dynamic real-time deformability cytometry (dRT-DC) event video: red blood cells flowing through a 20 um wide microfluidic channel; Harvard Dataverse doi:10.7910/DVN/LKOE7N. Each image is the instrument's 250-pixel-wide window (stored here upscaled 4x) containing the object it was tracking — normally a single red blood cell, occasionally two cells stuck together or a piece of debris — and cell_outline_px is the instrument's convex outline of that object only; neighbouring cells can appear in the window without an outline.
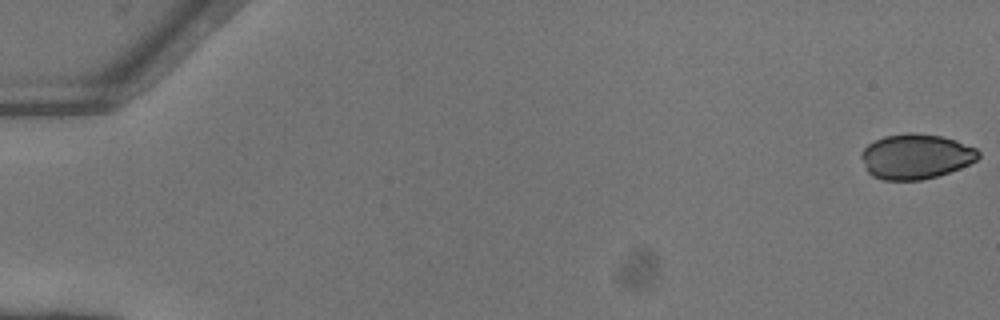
{"species": "common noctule bat (a hibernating species)", "species_latin": "Nyctalus noctula", "temperature_condition": "warm", "stored_images_in_passage": 52, "camera_frame_rate_fps": 3000, "um_per_image_px": 0.085, "animal": {"sex": "female"}, "frame": {"image": 1, "passage_image": 1, "time_ms": 0.0, "image_size_px": [1000, 320], "cell_outline_px": [[980, 156], [976, 160], [960, 168], [936, 176], [920, 180], [884, 180], [872, 176], [864, 168], [860, 156], [860, 152], [868, 144], [884, 136], [908, 132], [912, 132], [940, 136], [956, 140], [976, 148], [980, 152]], "centroid_in_image_um": [77.81, 13.29], "position_along_channel_um": 7.2, "area_um2": 30.81}}
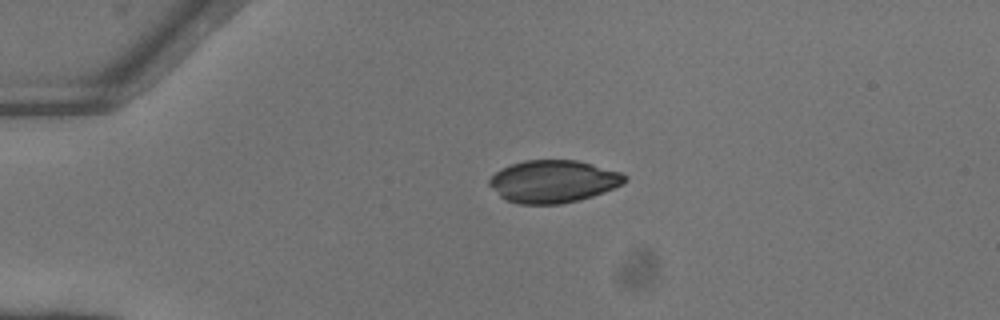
{"frame": {"image": 2, "passage_image": 13, "time_ms": 4.0, "image_size_px": [1000, 320], "cell_outline_px": [[628, 180], [624, 184], [604, 192], [592, 196], [560, 204], [516, 204], [504, 200], [488, 184], [488, 180], [496, 172], [512, 164], [524, 160], [576, 160], [592, 164], [620, 172], [628, 176]], "centroid_in_image_um": [47.03, 15.42], "position_along_channel_um": 38.0, "area_um2": 33.52}}